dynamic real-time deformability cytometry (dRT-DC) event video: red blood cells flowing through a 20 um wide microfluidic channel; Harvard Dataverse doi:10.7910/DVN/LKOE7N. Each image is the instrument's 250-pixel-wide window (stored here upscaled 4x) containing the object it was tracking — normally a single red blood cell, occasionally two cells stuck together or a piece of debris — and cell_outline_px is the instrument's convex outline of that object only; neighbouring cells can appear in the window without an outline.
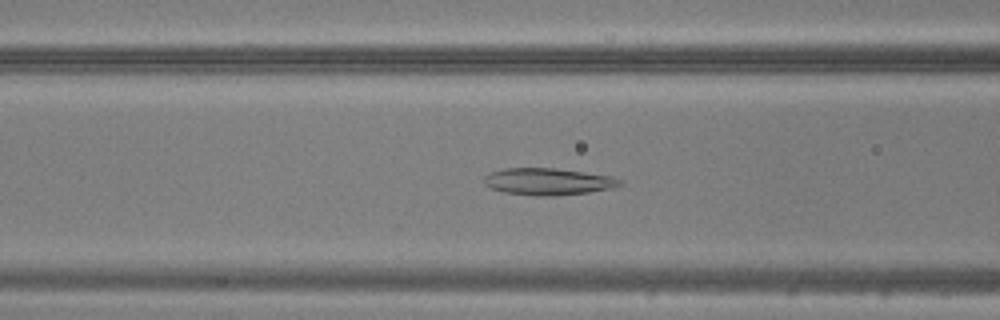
{"species": "common noctule bat (a hibernating species)", "species_latin": "Nyctalus noctula", "temperature_condition": "warm", "stored_images_in_passage": 49, "camera_frame_rate_fps": 3000, "um_per_image_px": 0.085, "animal": {"sex": "male", "body_mass_g": 20.5, "forearm_length_mm": 52.5}, "frame": {"image": 1, "passage_image": 20, "time_ms": 6.333, "image_size_px": [1000, 320], "cell_outline_px": [[624, 184], [612, 188], [588, 192], [556, 196], [536, 196], [504, 192], [492, 188], [484, 184], [484, 176], [492, 172], [504, 168], [552, 168], [612, 176], [624, 180]], "centroid_in_image_um": [46.62, 15.44], "position_along_channel_um": 120.0, "area_um2": 21.27}}
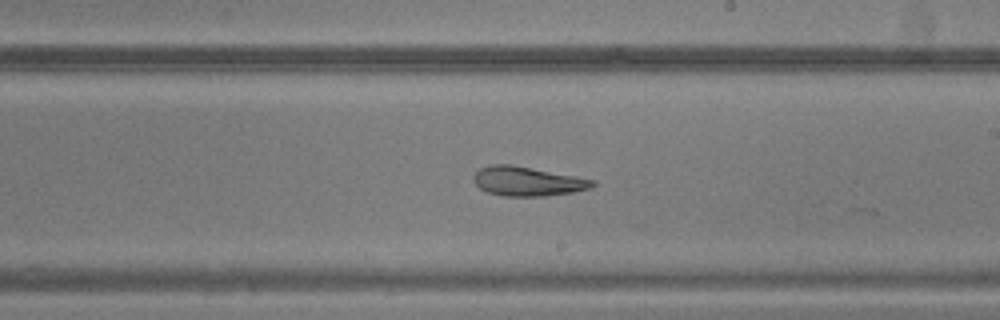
{"frame": {"image": 2, "passage_image": 29, "time_ms": 9.333, "image_size_px": [1000, 320], "cell_outline_px": [[596, 184], [592, 188], [572, 192], [544, 196], [504, 196], [488, 192], [480, 188], [472, 180], [472, 176], [480, 168], [492, 164], [512, 164], [576, 176], [596, 180]], "centroid_in_image_um": [44.84, 15.4], "position_along_channel_um": 244.2, "area_um2": 20.4}}
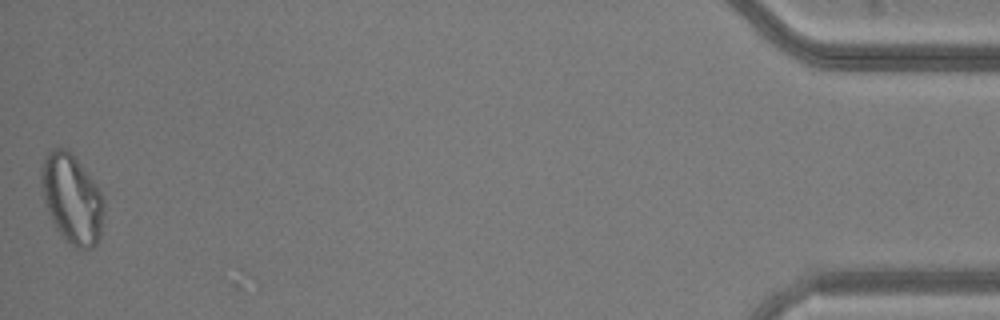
{"frame": {"image": 3, "passage_image": 49, "time_ms": 16.0, "image_size_px": [1000, 320], "cell_outline_px": [[104, 212], [100, 236], [96, 244], [92, 248], [76, 248], [64, 240], [56, 228], [48, 212], [44, 200], [40, 184], [40, 172], [44, 156], [52, 148], [68, 148], [96, 184], [104, 200]], "centroid_in_image_um": [6.1, 16.88], "position_along_channel_um": 429.1, "area_um2": 32.77}}